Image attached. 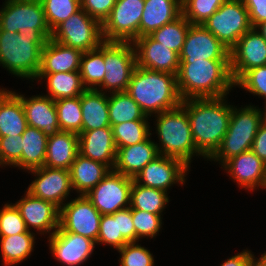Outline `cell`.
Segmentation results:
<instances>
[{
	"label": "cell",
	"mask_w": 266,
	"mask_h": 266,
	"mask_svg": "<svg viewBox=\"0 0 266 266\" xmlns=\"http://www.w3.org/2000/svg\"><path fill=\"white\" fill-rule=\"evenodd\" d=\"M227 95L220 98H190L182 100L191 126L196 150L209 159L219 148L228 130L232 105Z\"/></svg>",
	"instance_id": "1"
},
{
	"label": "cell",
	"mask_w": 266,
	"mask_h": 266,
	"mask_svg": "<svg viewBox=\"0 0 266 266\" xmlns=\"http://www.w3.org/2000/svg\"><path fill=\"white\" fill-rule=\"evenodd\" d=\"M177 87L182 100L228 95L235 87L230 60L180 61Z\"/></svg>",
	"instance_id": "2"
},
{
	"label": "cell",
	"mask_w": 266,
	"mask_h": 266,
	"mask_svg": "<svg viewBox=\"0 0 266 266\" xmlns=\"http://www.w3.org/2000/svg\"><path fill=\"white\" fill-rule=\"evenodd\" d=\"M127 93L137 102L146 116L160 114L171 110L182 103L177 75L153 71L136 66Z\"/></svg>",
	"instance_id": "3"
},
{
	"label": "cell",
	"mask_w": 266,
	"mask_h": 266,
	"mask_svg": "<svg viewBox=\"0 0 266 266\" xmlns=\"http://www.w3.org/2000/svg\"><path fill=\"white\" fill-rule=\"evenodd\" d=\"M47 41L42 33L0 31V66L21 79L35 80Z\"/></svg>",
	"instance_id": "4"
},
{
	"label": "cell",
	"mask_w": 266,
	"mask_h": 266,
	"mask_svg": "<svg viewBox=\"0 0 266 266\" xmlns=\"http://www.w3.org/2000/svg\"><path fill=\"white\" fill-rule=\"evenodd\" d=\"M157 138L156 142L159 154L175 157L191 167L194 156H202L195 147L190 121L185 108L182 105L154 115Z\"/></svg>",
	"instance_id": "5"
},
{
	"label": "cell",
	"mask_w": 266,
	"mask_h": 266,
	"mask_svg": "<svg viewBox=\"0 0 266 266\" xmlns=\"http://www.w3.org/2000/svg\"><path fill=\"white\" fill-rule=\"evenodd\" d=\"M262 124V110L255 105L233 107L228 130L216 152L208 159L223 164L233 156L251 150L256 133Z\"/></svg>",
	"instance_id": "6"
},
{
	"label": "cell",
	"mask_w": 266,
	"mask_h": 266,
	"mask_svg": "<svg viewBox=\"0 0 266 266\" xmlns=\"http://www.w3.org/2000/svg\"><path fill=\"white\" fill-rule=\"evenodd\" d=\"M0 9V31L42 33L51 39V31L41 0H5Z\"/></svg>",
	"instance_id": "7"
},
{
	"label": "cell",
	"mask_w": 266,
	"mask_h": 266,
	"mask_svg": "<svg viewBox=\"0 0 266 266\" xmlns=\"http://www.w3.org/2000/svg\"><path fill=\"white\" fill-rule=\"evenodd\" d=\"M104 63L105 75L97 90L108 94L127 91L137 66L133 43L104 41Z\"/></svg>",
	"instance_id": "8"
},
{
	"label": "cell",
	"mask_w": 266,
	"mask_h": 266,
	"mask_svg": "<svg viewBox=\"0 0 266 266\" xmlns=\"http://www.w3.org/2000/svg\"><path fill=\"white\" fill-rule=\"evenodd\" d=\"M202 25L229 50L253 28L248 10L240 0H226Z\"/></svg>",
	"instance_id": "9"
},
{
	"label": "cell",
	"mask_w": 266,
	"mask_h": 266,
	"mask_svg": "<svg viewBox=\"0 0 266 266\" xmlns=\"http://www.w3.org/2000/svg\"><path fill=\"white\" fill-rule=\"evenodd\" d=\"M51 39L82 52L94 50L104 42L102 24L80 9L51 32Z\"/></svg>",
	"instance_id": "10"
},
{
	"label": "cell",
	"mask_w": 266,
	"mask_h": 266,
	"mask_svg": "<svg viewBox=\"0 0 266 266\" xmlns=\"http://www.w3.org/2000/svg\"><path fill=\"white\" fill-rule=\"evenodd\" d=\"M144 1L116 0L109 16L102 23L103 40L133 43L139 37Z\"/></svg>",
	"instance_id": "11"
},
{
	"label": "cell",
	"mask_w": 266,
	"mask_h": 266,
	"mask_svg": "<svg viewBox=\"0 0 266 266\" xmlns=\"http://www.w3.org/2000/svg\"><path fill=\"white\" fill-rule=\"evenodd\" d=\"M133 178L114 170L108 174L86 195L92 205L102 214H113L130 207Z\"/></svg>",
	"instance_id": "12"
},
{
	"label": "cell",
	"mask_w": 266,
	"mask_h": 266,
	"mask_svg": "<svg viewBox=\"0 0 266 266\" xmlns=\"http://www.w3.org/2000/svg\"><path fill=\"white\" fill-rule=\"evenodd\" d=\"M101 216L86 195H78L60 208L59 226L66 232L88 237L97 244Z\"/></svg>",
	"instance_id": "13"
},
{
	"label": "cell",
	"mask_w": 266,
	"mask_h": 266,
	"mask_svg": "<svg viewBox=\"0 0 266 266\" xmlns=\"http://www.w3.org/2000/svg\"><path fill=\"white\" fill-rule=\"evenodd\" d=\"M189 170L190 167L182 160L159 155L134 177V181L140 185L167 192L174 184L184 185Z\"/></svg>",
	"instance_id": "14"
},
{
	"label": "cell",
	"mask_w": 266,
	"mask_h": 266,
	"mask_svg": "<svg viewBox=\"0 0 266 266\" xmlns=\"http://www.w3.org/2000/svg\"><path fill=\"white\" fill-rule=\"evenodd\" d=\"M30 172L35 175V180L29 184L27 191L37 198L52 202L60 209L73 190L70 171L42 166Z\"/></svg>",
	"instance_id": "15"
},
{
	"label": "cell",
	"mask_w": 266,
	"mask_h": 266,
	"mask_svg": "<svg viewBox=\"0 0 266 266\" xmlns=\"http://www.w3.org/2000/svg\"><path fill=\"white\" fill-rule=\"evenodd\" d=\"M266 65V40L252 28L230 50V70L236 83L248 70Z\"/></svg>",
	"instance_id": "16"
},
{
	"label": "cell",
	"mask_w": 266,
	"mask_h": 266,
	"mask_svg": "<svg viewBox=\"0 0 266 266\" xmlns=\"http://www.w3.org/2000/svg\"><path fill=\"white\" fill-rule=\"evenodd\" d=\"M179 59L180 61L230 60V50L202 24H191Z\"/></svg>",
	"instance_id": "17"
},
{
	"label": "cell",
	"mask_w": 266,
	"mask_h": 266,
	"mask_svg": "<svg viewBox=\"0 0 266 266\" xmlns=\"http://www.w3.org/2000/svg\"><path fill=\"white\" fill-rule=\"evenodd\" d=\"M25 192V196L14 205L20 212L27 230L31 231V228H34L37 230L36 233H49L50 237L59 228L60 209L52 202L37 198L27 190Z\"/></svg>",
	"instance_id": "18"
},
{
	"label": "cell",
	"mask_w": 266,
	"mask_h": 266,
	"mask_svg": "<svg viewBox=\"0 0 266 266\" xmlns=\"http://www.w3.org/2000/svg\"><path fill=\"white\" fill-rule=\"evenodd\" d=\"M49 239V249L62 265L79 266L93 254L96 242L88 237L64 231L60 226Z\"/></svg>",
	"instance_id": "19"
},
{
	"label": "cell",
	"mask_w": 266,
	"mask_h": 266,
	"mask_svg": "<svg viewBox=\"0 0 266 266\" xmlns=\"http://www.w3.org/2000/svg\"><path fill=\"white\" fill-rule=\"evenodd\" d=\"M221 168L242 189L253 192L259 188L264 189L266 185V164L252 150L231 157Z\"/></svg>",
	"instance_id": "20"
},
{
	"label": "cell",
	"mask_w": 266,
	"mask_h": 266,
	"mask_svg": "<svg viewBox=\"0 0 266 266\" xmlns=\"http://www.w3.org/2000/svg\"><path fill=\"white\" fill-rule=\"evenodd\" d=\"M133 45L137 66L177 75L180 66L177 52L156 42L149 35L138 37Z\"/></svg>",
	"instance_id": "21"
},
{
	"label": "cell",
	"mask_w": 266,
	"mask_h": 266,
	"mask_svg": "<svg viewBox=\"0 0 266 266\" xmlns=\"http://www.w3.org/2000/svg\"><path fill=\"white\" fill-rule=\"evenodd\" d=\"M22 101L27 125L42 131L47 137L60 131L55 100L47 95L26 98L14 92Z\"/></svg>",
	"instance_id": "22"
},
{
	"label": "cell",
	"mask_w": 266,
	"mask_h": 266,
	"mask_svg": "<svg viewBox=\"0 0 266 266\" xmlns=\"http://www.w3.org/2000/svg\"><path fill=\"white\" fill-rule=\"evenodd\" d=\"M79 154L106 164L113 170L117 148L114 142L112 127L82 131L78 135Z\"/></svg>",
	"instance_id": "23"
},
{
	"label": "cell",
	"mask_w": 266,
	"mask_h": 266,
	"mask_svg": "<svg viewBox=\"0 0 266 266\" xmlns=\"http://www.w3.org/2000/svg\"><path fill=\"white\" fill-rule=\"evenodd\" d=\"M159 155L155 141L149 137L141 143L118 148L113 170L134 179L148 163Z\"/></svg>",
	"instance_id": "24"
},
{
	"label": "cell",
	"mask_w": 266,
	"mask_h": 266,
	"mask_svg": "<svg viewBox=\"0 0 266 266\" xmlns=\"http://www.w3.org/2000/svg\"><path fill=\"white\" fill-rule=\"evenodd\" d=\"M83 52L48 39L42 48L41 67L39 73H59L80 71Z\"/></svg>",
	"instance_id": "25"
},
{
	"label": "cell",
	"mask_w": 266,
	"mask_h": 266,
	"mask_svg": "<svg viewBox=\"0 0 266 266\" xmlns=\"http://www.w3.org/2000/svg\"><path fill=\"white\" fill-rule=\"evenodd\" d=\"M182 15V0H145L139 37L150 35Z\"/></svg>",
	"instance_id": "26"
},
{
	"label": "cell",
	"mask_w": 266,
	"mask_h": 266,
	"mask_svg": "<svg viewBox=\"0 0 266 266\" xmlns=\"http://www.w3.org/2000/svg\"><path fill=\"white\" fill-rule=\"evenodd\" d=\"M78 154V134L59 131L48 137L44 166L69 170Z\"/></svg>",
	"instance_id": "27"
},
{
	"label": "cell",
	"mask_w": 266,
	"mask_h": 266,
	"mask_svg": "<svg viewBox=\"0 0 266 266\" xmlns=\"http://www.w3.org/2000/svg\"><path fill=\"white\" fill-rule=\"evenodd\" d=\"M27 126L21 99L14 91L0 88V137L22 135Z\"/></svg>",
	"instance_id": "28"
},
{
	"label": "cell",
	"mask_w": 266,
	"mask_h": 266,
	"mask_svg": "<svg viewBox=\"0 0 266 266\" xmlns=\"http://www.w3.org/2000/svg\"><path fill=\"white\" fill-rule=\"evenodd\" d=\"M110 170L106 164L78 154L69 169L73 190L78 195L87 194Z\"/></svg>",
	"instance_id": "29"
},
{
	"label": "cell",
	"mask_w": 266,
	"mask_h": 266,
	"mask_svg": "<svg viewBox=\"0 0 266 266\" xmlns=\"http://www.w3.org/2000/svg\"><path fill=\"white\" fill-rule=\"evenodd\" d=\"M82 131L111 127L108 115V95L96 89H86L81 95Z\"/></svg>",
	"instance_id": "30"
},
{
	"label": "cell",
	"mask_w": 266,
	"mask_h": 266,
	"mask_svg": "<svg viewBox=\"0 0 266 266\" xmlns=\"http://www.w3.org/2000/svg\"><path fill=\"white\" fill-rule=\"evenodd\" d=\"M48 137L39 129L27 126L22 134V156L13 166L29 171L44 166Z\"/></svg>",
	"instance_id": "31"
},
{
	"label": "cell",
	"mask_w": 266,
	"mask_h": 266,
	"mask_svg": "<svg viewBox=\"0 0 266 266\" xmlns=\"http://www.w3.org/2000/svg\"><path fill=\"white\" fill-rule=\"evenodd\" d=\"M46 79L48 97L53 100L80 96L86 88L83 85L80 71L59 73H38L35 81Z\"/></svg>",
	"instance_id": "32"
},
{
	"label": "cell",
	"mask_w": 266,
	"mask_h": 266,
	"mask_svg": "<svg viewBox=\"0 0 266 266\" xmlns=\"http://www.w3.org/2000/svg\"><path fill=\"white\" fill-rule=\"evenodd\" d=\"M0 238V255L4 266L17 265L31 256L34 251L36 237L32 231Z\"/></svg>",
	"instance_id": "33"
},
{
	"label": "cell",
	"mask_w": 266,
	"mask_h": 266,
	"mask_svg": "<svg viewBox=\"0 0 266 266\" xmlns=\"http://www.w3.org/2000/svg\"><path fill=\"white\" fill-rule=\"evenodd\" d=\"M108 115L111 127L126 121L149 120L150 118L127 91L108 94Z\"/></svg>",
	"instance_id": "34"
},
{
	"label": "cell",
	"mask_w": 266,
	"mask_h": 266,
	"mask_svg": "<svg viewBox=\"0 0 266 266\" xmlns=\"http://www.w3.org/2000/svg\"><path fill=\"white\" fill-rule=\"evenodd\" d=\"M168 203L169 197L166 191L140 185L133 179L130 197L131 209L161 216Z\"/></svg>",
	"instance_id": "35"
},
{
	"label": "cell",
	"mask_w": 266,
	"mask_h": 266,
	"mask_svg": "<svg viewBox=\"0 0 266 266\" xmlns=\"http://www.w3.org/2000/svg\"><path fill=\"white\" fill-rule=\"evenodd\" d=\"M80 75L86 89H98L105 75L104 42L96 49L83 52Z\"/></svg>",
	"instance_id": "36"
},
{
	"label": "cell",
	"mask_w": 266,
	"mask_h": 266,
	"mask_svg": "<svg viewBox=\"0 0 266 266\" xmlns=\"http://www.w3.org/2000/svg\"><path fill=\"white\" fill-rule=\"evenodd\" d=\"M191 23L181 15L169 24L152 32L149 36L158 43L180 54Z\"/></svg>",
	"instance_id": "37"
},
{
	"label": "cell",
	"mask_w": 266,
	"mask_h": 266,
	"mask_svg": "<svg viewBox=\"0 0 266 266\" xmlns=\"http://www.w3.org/2000/svg\"><path fill=\"white\" fill-rule=\"evenodd\" d=\"M148 120L126 121L112 126L116 148L127 147L147 140L152 134Z\"/></svg>",
	"instance_id": "38"
},
{
	"label": "cell",
	"mask_w": 266,
	"mask_h": 266,
	"mask_svg": "<svg viewBox=\"0 0 266 266\" xmlns=\"http://www.w3.org/2000/svg\"><path fill=\"white\" fill-rule=\"evenodd\" d=\"M60 131L82 132L81 97L55 100Z\"/></svg>",
	"instance_id": "39"
},
{
	"label": "cell",
	"mask_w": 266,
	"mask_h": 266,
	"mask_svg": "<svg viewBox=\"0 0 266 266\" xmlns=\"http://www.w3.org/2000/svg\"><path fill=\"white\" fill-rule=\"evenodd\" d=\"M41 3L51 32L81 9L80 0H41Z\"/></svg>",
	"instance_id": "40"
},
{
	"label": "cell",
	"mask_w": 266,
	"mask_h": 266,
	"mask_svg": "<svg viewBox=\"0 0 266 266\" xmlns=\"http://www.w3.org/2000/svg\"><path fill=\"white\" fill-rule=\"evenodd\" d=\"M226 0H182V15L191 24H203Z\"/></svg>",
	"instance_id": "41"
},
{
	"label": "cell",
	"mask_w": 266,
	"mask_h": 266,
	"mask_svg": "<svg viewBox=\"0 0 266 266\" xmlns=\"http://www.w3.org/2000/svg\"><path fill=\"white\" fill-rule=\"evenodd\" d=\"M97 245L108 244L116 250L122 248L128 241L119 234L118 211L101 216ZM99 243V244H98Z\"/></svg>",
	"instance_id": "42"
},
{
	"label": "cell",
	"mask_w": 266,
	"mask_h": 266,
	"mask_svg": "<svg viewBox=\"0 0 266 266\" xmlns=\"http://www.w3.org/2000/svg\"><path fill=\"white\" fill-rule=\"evenodd\" d=\"M162 217L146 211L132 209V220L136 231V242L141 238H154L162 228ZM140 239V240H139Z\"/></svg>",
	"instance_id": "43"
},
{
	"label": "cell",
	"mask_w": 266,
	"mask_h": 266,
	"mask_svg": "<svg viewBox=\"0 0 266 266\" xmlns=\"http://www.w3.org/2000/svg\"><path fill=\"white\" fill-rule=\"evenodd\" d=\"M120 253V266H154V256L137 242H128L117 250Z\"/></svg>",
	"instance_id": "44"
},
{
	"label": "cell",
	"mask_w": 266,
	"mask_h": 266,
	"mask_svg": "<svg viewBox=\"0 0 266 266\" xmlns=\"http://www.w3.org/2000/svg\"><path fill=\"white\" fill-rule=\"evenodd\" d=\"M27 231L25 222L16 206L13 203L4 204L0 209V237L14 236Z\"/></svg>",
	"instance_id": "45"
},
{
	"label": "cell",
	"mask_w": 266,
	"mask_h": 266,
	"mask_svg": "<svg viewBox=\"0 0 266 266\" xmlns=\"http://www.w3.org/2000/svg\"><path fill=\"white\" fill-rule=\"evenodd\" d=\"M235 86L266 99V65L248 70L236 83ZM240 86V87H239ZM266 103V101H265Z\"/></svg>",
	"instance_id": "46"
},
{
	"label": "cell",
	"mask_w": 266,
	"mask_h": 266,
	"mask_svg": "<svg viewBox=\"0 0 266 266\" xmlns=\"http://www.w3.org/2000/svg\"><path fill=\"white\" fill-rule=\"evenodd\" d=\"M22 156V135L0 137V166H14Z\"/></svg>",
	"instance_id": "47"
},
{
	"label": "cell",
	"mask_w": 266,
	"mask_h": 266,
	"mask_svg": "<svg viewBox=\"0 0 266 266\" xmlns=\"http://www.w3.org/2000/svg\"><path fill=\"white\" fill-rule=\"evenodd\" d=\"M81 9L101 24L109 16L116 0H80Z\"/></svg>",
	"instance_id": "48"
},
{
	"label": "cell",
	"mask_w": 266,
	"mask_h": 266,
	"mask_svg": "<svg viewBox=\"0 0 266 266\" xmlns=\"http://www.w3.org/2000/svg\"><path fill=\"white\" fill-rule=\"evenodd\" d=\"M119 234L128 242H136V231L132 220L130 207L118 211Z\"/></svg>",
	"instance_id": "49"
},
{
	"label": "cell",
	"mask_w": 266,
	"mask_h": 266,
	"mask_svg": "<svg viewBox=\"0 0 266 266\" xmlns=\"http://www.w3.org/2000/svg\"><path fill=\"white\" fill-rule=\"evenodd\" d=\"M249 13L252 27L266 22V0H243Z\"/></svg>",
	"instance_id": "50"
},
{
	"label": "cell",
	"mask_w": 266,
	"mask_h": 266,
	"mask_svg": "<svg viewBox=\"0 0 266 266\" xmlns=\"http://www.w3.org/2000/svg\"><path fill=\"white\" fill-rule=\"evenodd\" d=\"M251 150L266 164V125L263 123L256 133Z\"/></svg>",
	"instance_id": "51"
},
{
	"label": "cell",
	"mask_w": 266,
	"mask_h": 266,
	"mask_svg": "<svg viewBox=\"0 0 266 266\" xmlns=\"http://www.w3.org/2000/svg\"><path fill=\"white\" fill-rule=\"evenodd\" d=\"M251 252V250L244 249L242 252L226 259L220 266H251L256 258Z\"/></svg>",
	"instance_id": "52"
},
{
	"label": "cell",
	"mask_w": 266,
	"mask_h": 266,
	"mask_svg": "<svg viewBox=\"0 0 266 266\" xmlns=\"http://www.w3.org/2000/svg\"><path fill=\"white\" fill-rule=\"evenodd\" d=\"M261 36L266 40V22H263L261 24H258L254 27Z\"/></svg>",
	"instance_id": "53"
},
{
	"label": "cell",
	"mask_w": 266,
	"mask_h": 266,
	"mask_svg": "<svg viewBox=\"0 0 266 266\" xmlns=\"http://www.w3.org/2000/svg\"><path fill=\"white\" fill-rule=\"evenodd\" d=\"M265 253H263L259 259L255 258V261L258 263L259 266H266V251H264ZM257 259V260H256Z\"/></svg>",
	"instance_id": "54"
},
{
	"label": "cell",
	"mask_w": 266,
	"mask_h": 266,
	"mask_svg": "<svg viewBox=\"0 0 266 266\" xmlns=\"http://www.w3.org/2000/svg\"><path fill=\"white\" fill-rule=\"evenodd\" d=\"M266 104V103H265ZM264 111H262V123L266 125V105L263 108Z\"/></svg>",
	"instance_id": "55"
},
{
	"label": "cell",
	"mask_w": 266,
	"mask_h": 266,
	"mask_svg": "<svg viewBox=\"0 0 266 266\" xmlns=\"http://www.w3.org/2000/svg\"><path fill=\"white\" fill-rule=\"evenodd\" d=\"M251 266H259L258 263L256 261H254Z\"/></svg>",
	"instance_id": "56"
}]
</instances>
